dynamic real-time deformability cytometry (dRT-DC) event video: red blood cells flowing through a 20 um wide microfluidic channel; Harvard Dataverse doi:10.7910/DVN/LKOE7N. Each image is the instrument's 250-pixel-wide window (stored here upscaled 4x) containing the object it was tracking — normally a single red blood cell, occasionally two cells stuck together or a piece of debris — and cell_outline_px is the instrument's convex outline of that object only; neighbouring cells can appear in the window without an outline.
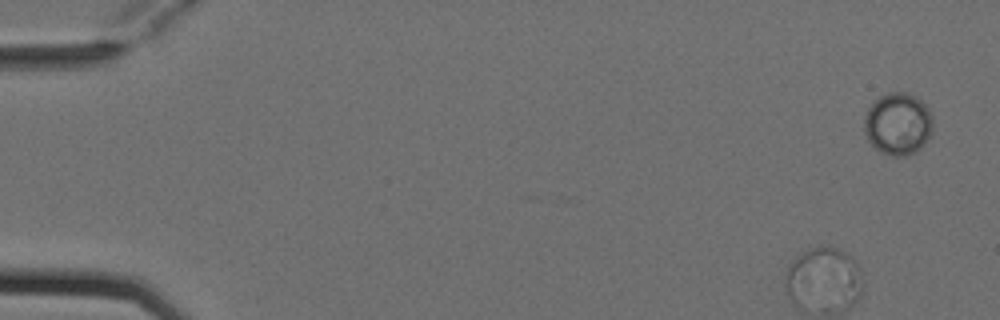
{"species": "Egyptian fruit bat (a non-hibernating species)", "species_latin": "Rousettus aegyptiacus", "temperature_condition": "cold", "stored_images_in_passage": 9, "camera_frame_rate_fps": 3000, "um_per_image_px": 0.085, "animal": {"sex": "female"}, "frame": {"image": 1, "passage_image": 1, "time_ms": 0.0, "image_size_px": [1000, 320], "cell_outline_px": [[932, 128], [924, 144], [916, 152], [908, 156], [892, 156], [880, 152], [868, 140], [864, 132], [864, 116], [868, 108], [880, 96], [888, 92], [908, 92], [916, 96], [928, 108], [932, 116]], "centroid_in_image_um": [76.31, 10.53], "position_along_channel_um": 8.7, "area_um2": 24.97}}
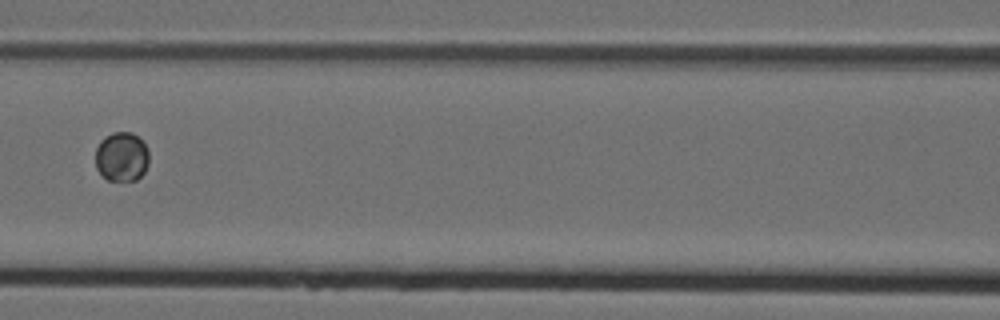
{"frame": {"image": 2, "passage_image": 6, "time_ms": 1.667, "image_size_px": [1000, 320], "cell_outline_px": [[148, 164], [144, 172], [136, 180], [108, 180], [96, 168], [96, 148], [100, 140], [104, 136], [112, 132], [132, 132], [148, 148]], "centroid_in_image_um": [10.33, 13.31], "position_along_channel_um": 156.3, "area_um2": 15.37}}
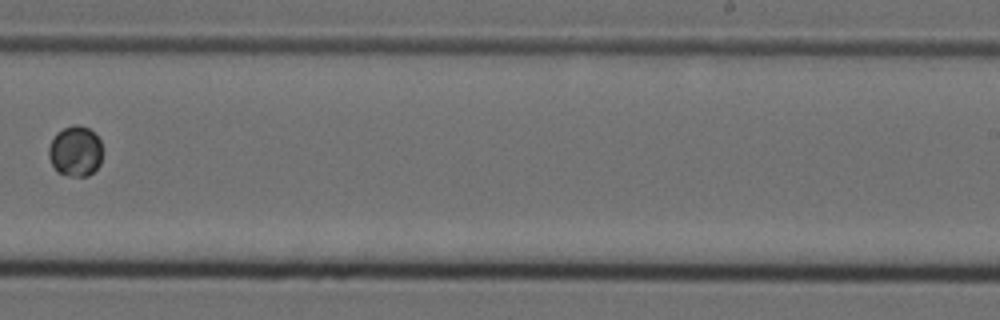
{"frame": {"image": 3, "passage_image": 9, "time_ms": 2.667, "image_size_px": [1000, 320], "cell_outline_px": [[100, 164], [88, 176], [68, 176], [56, 172], [48, 156], [48, 148], [56, 132], [64, 128], [76, 124], [80, 124], [88, 128], [100, 140]], "centroid_in_image_um": [6.37, 12.86], "position_along_channel_um": 282.6, "area_um2": 15.72}}